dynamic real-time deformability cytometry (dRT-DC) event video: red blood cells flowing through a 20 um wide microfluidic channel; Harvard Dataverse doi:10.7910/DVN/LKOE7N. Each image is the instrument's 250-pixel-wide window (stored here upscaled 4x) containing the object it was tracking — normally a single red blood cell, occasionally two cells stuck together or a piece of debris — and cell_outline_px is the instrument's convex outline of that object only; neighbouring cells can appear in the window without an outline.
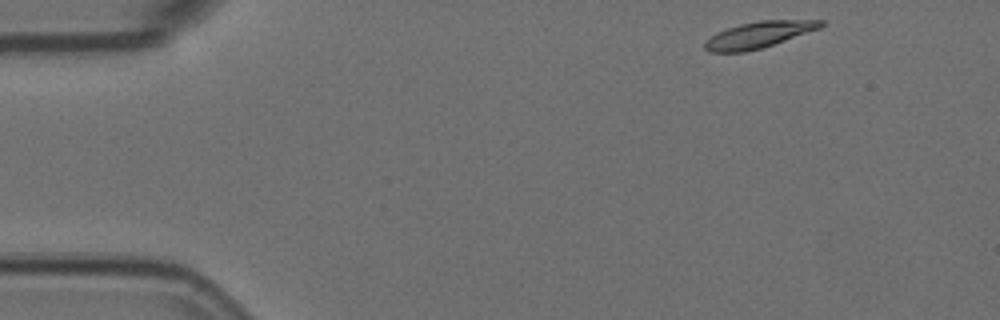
{"species": "Egyptian fruit bat (a non-hibernating species)", "species_latin": "Rousettus aegyptiacus", "temperature_condition": "room temperature", "stored_images_in_passage": 7, "camera_frame_rate_fps": 3000, "um_per_image_px": 0.085, "animal": {"sex": "female"}, "frame": {"image": 1, "passage_image": 1, "time_ms": 0.0, "image_size_px": [1000, 320], "cell_outline_px": [[824, 24], [820, 28], [760, 48], [744, 52], [708, 52], [704, 48], [704, 40], [716, 32], [740, 24], [760, 20], [824, 20]], "centroid_in_image_um": [64.43, 2.95], "position_along_channel_um": 20.6, "area_um2": 17.57}}